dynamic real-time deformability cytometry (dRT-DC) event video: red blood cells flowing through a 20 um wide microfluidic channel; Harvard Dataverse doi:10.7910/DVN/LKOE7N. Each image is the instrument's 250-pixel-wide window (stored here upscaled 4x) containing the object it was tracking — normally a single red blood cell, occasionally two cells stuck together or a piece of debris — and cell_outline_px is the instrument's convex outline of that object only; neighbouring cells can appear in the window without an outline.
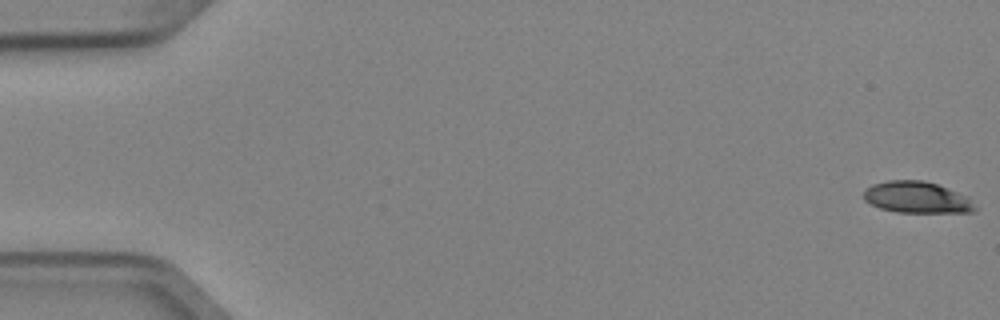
{"species": "Egyptian fruit bat (a non-hibernating species)", "species_latin": "Rousettus aegyptiacus", "temperature_condition": "cold", "stored_images_in_passage": 6, "camera_frame_rate_fps": 3000, "um_per_image_px": 0.085, "animal": {"sex": "female"}, "frame": {"image": 1, "passage_image": 1, "time_ms": 0.0, "image_size_px": [1000, 320], "cell_outline_px": [[980, 208], [976, 212], [896, 212], [880, 208], [864, 200], [864, 188], [872, 184], [888, 180], [924, 180], [936, 184], [968, 196]], "centroid_in_image_um": [77.97, 16.78], "position_along_channel_um": 7.0, "area_um2": 20.63}}